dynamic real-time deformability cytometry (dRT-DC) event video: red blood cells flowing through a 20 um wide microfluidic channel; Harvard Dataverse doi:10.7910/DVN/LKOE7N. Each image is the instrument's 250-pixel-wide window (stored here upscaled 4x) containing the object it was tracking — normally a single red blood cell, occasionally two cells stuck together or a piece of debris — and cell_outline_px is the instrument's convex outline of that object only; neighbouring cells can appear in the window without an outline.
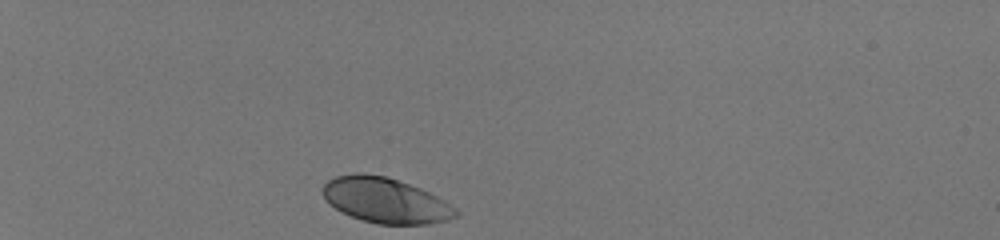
{"species": "human", "species_latin": "Homo sapiens", "temperature_condition": "room temperature", "stored_images_in_passage": 32, "camera_frame_rate_fps": 3000, "um_per_image_px": 0.085, "donor": {"sex": "male"}, "frame": {"image": 1, "passage_image": 1, "time_ms": 0.0, "image_size_px": [1000, 240], "cell_outline_px": [[460, 212], [456, 216], [448, 220], [428, 224], [376, 224], [352, 216], [328, 204], [324, 200], [320, 188], [328, 180], [336, 176], [356, 172], [360, 172], [384, 176], [420, 188], [436, 196], [456, 208]], "centroid_in_image_um": [32.72, 17.02], "position_along_channel_um": 52.3, "area_um2": 35.03}}
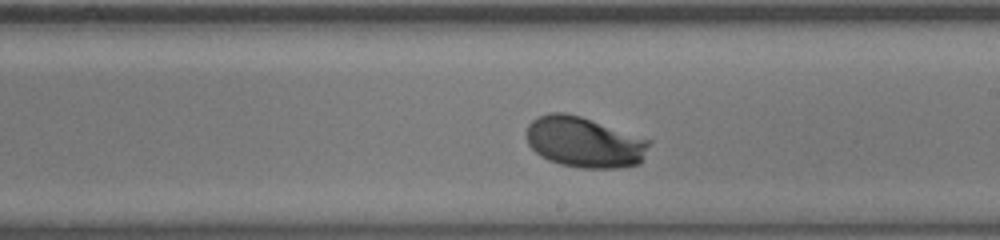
{"frame": {"image": 2, "passage_image": 19, "time_ms": 6.0, "image_size_px": [1000, 240], "cell_outline_px": [[652, 140], [640, 164], [620, 168], [580, 168], [560, 164], [548, 160], [540, 156], [528, 144], [528, 124], [536, 116], [548, 112], [564, 112], [580, 116]], "centroid_in_image_um": [49.67, 12.09], "position_along_channel_um": 239.3, "area_um2": 36.36}}
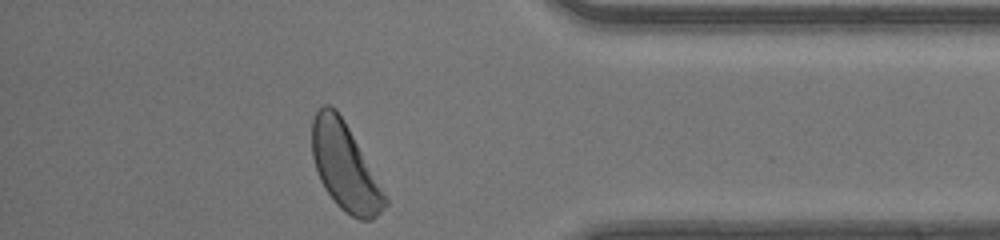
{"frame": {"image": 3, "passage_image": 32, "time_ms": 10.333, "image_size_px": [1000, 240], "cell_outline_px": [[388, 204], [372, 220], [360, 220], [344, 212], [336, 204], [324, 188], [320, 180], [312, 156], [312, 120], [316, 112], [324, 104], [328, 104], [336, 108], [344, 120], [384, 192], [388, 200]], "centroid_in_image_um": [29.29, 14.18], "position_along_channel_um": 405.9, "area_um2": 36.53}, "authors_computed_cell_mechanics": {"area_um2": 35.6048, "velocity_mm_per_s": 4.1095, "shape_relaxation_time_tau1_ms": 1.8025, "shape_relaxation_time_tau2_ms": null, "deformation_change_tau1": 0.1377, "deformation_change_tau2": null}}